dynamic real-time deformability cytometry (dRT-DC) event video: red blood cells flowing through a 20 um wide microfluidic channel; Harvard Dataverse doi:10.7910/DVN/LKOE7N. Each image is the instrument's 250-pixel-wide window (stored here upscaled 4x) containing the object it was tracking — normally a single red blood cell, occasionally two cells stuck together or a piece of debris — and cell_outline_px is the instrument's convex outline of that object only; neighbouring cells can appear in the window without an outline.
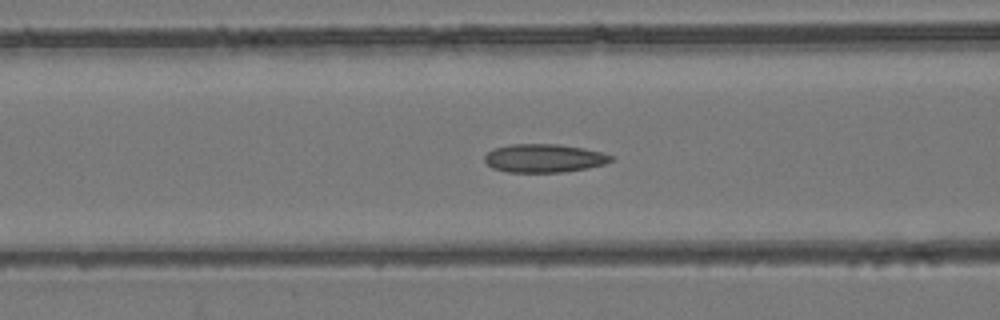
{"species": "common noctule bat (a hibernating species)", "species_latin": "Nyctalus noctula", "temperature_condition": "room temperature", "stored_images_in_passage": 55, "camera_frame_rate_fps": 3000, "um_per_image_px": 0.085, "animal": {"sex": "female", "body_mass_g": 24.6, "forearm_length_mm": 56.2}, "frame": {"image": 1, "passage_image": 23, "time_ms": 7.333, "image_size_px": [1000, 320], "cell_outline_px": [[616, 156], [612, 160], [604, 164], [588, 168], [564, 172], [508, 172], [492, 168], [484, 160], [484, 156], [492, 148], [508, 144], [560, 144], [584, 148]], "centroid_in_image_um": [46.24, 13.44], "position_along_channel_um": 120.4, "area_um2": 21.1}}
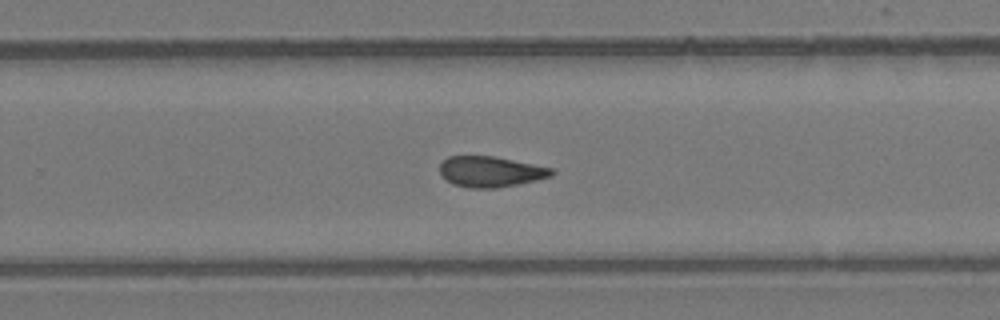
{"frame": {"image": 2, "passage_image": 36, "time_ms": 11.667, "image_size_px": [1000, 320], "cell_outline_px": [[556, 172], [552, 176], [520, 184], [496, 188], [468, 188], [452, 184], [440, 172], [440, 164], [448, 156], [492, 156], [552, 168]], "centroid_in_image_um": [41.71, 14.6], "position_along_channel_um": 288.1, "area_um2": 19.88}}
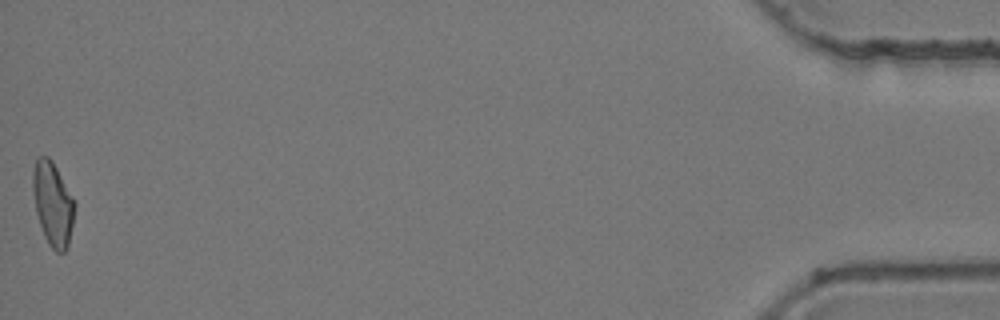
{"frame": {"image": 3, "passage_image": 55, "time_ms": 18.0, "image_size_px": [1000, 320], "cell_outline_px": [[76, 204], [68, 248], [64, 252], [56, 252], [48, 244], [44, 236], [36, 212], [32, 188], [32, 172], [36, 156], [48, 156], [52, 160], [72, 196]], "centroid_in_image_um": [4.48, 17.31], "position_along_channel_um": 430.7, "area_um2": 20.52}, "authors_computed_cell_mechanics": {"area_um2": 20.6346, "velocity_mm_per_s": 3.8807, "shape_relaxation_time_tau1_ms": null, "shape_relaxation_time_tau2_ms": 3.9844, "deformation_change_tau1": null, "deformation_change_tau2": 0.104}}